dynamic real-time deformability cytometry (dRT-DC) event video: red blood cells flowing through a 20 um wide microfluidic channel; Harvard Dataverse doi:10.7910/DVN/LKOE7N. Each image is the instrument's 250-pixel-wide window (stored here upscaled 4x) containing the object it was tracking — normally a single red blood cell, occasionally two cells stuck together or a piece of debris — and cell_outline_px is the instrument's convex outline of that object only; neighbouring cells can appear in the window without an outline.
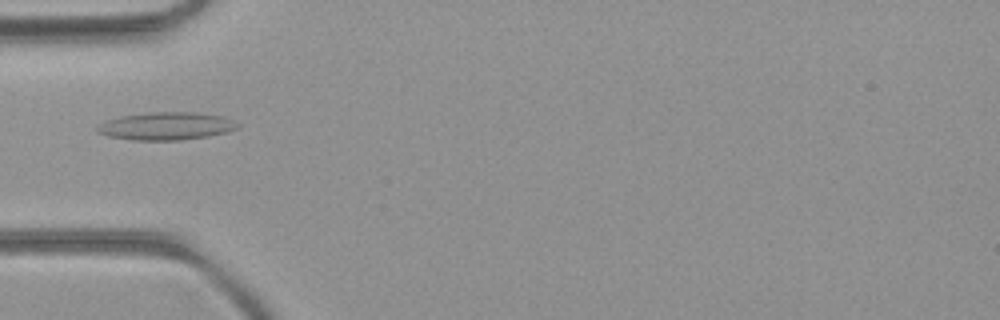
{"species": "common noctule bat (a hibernating species)", "species_latin": "Nyctalus noctula", "temperature_condition": "room temperature", "stored_images_in_passage": 6, "camera_frame_rate_fps": 3000, "um_per_image_px": 0.085, "animal": {"sex": "female", "body_mass_g": 21.9}, "frame": {"image": 1, "passage_image": 1, "time_ms": 0.0, "image_size_px": [1000, 320], "cell_outline_px": [[240, 128], [228, 132], [208, 136], [180, 140], [132, 140], [108, 136], [96, 132], [96, 128], [100, 124], [108, 120], [120, 116], [148, 112], [200, 112], [220, 116], [232, 120], [240, 124]], "centroid_in_image_um": [14.15, 10.71], "position_along_channel_um": 70.9, "area_um2": 22.83}}
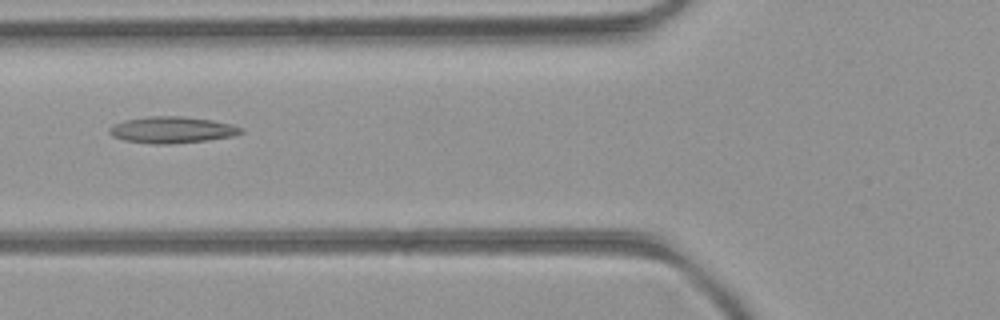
{"frame": {"image": 2, "passage_image": 4, "time_ms": 1.0, "image_size_px": [1000, 320], "cell_outline_px": [[244, 132], [232, 136], [204, 140], [168, 144], [156, 144], [124, 140], [112, 136], [108, 132], [108, 128], [124, 120], [148, 116], [180, 116], [212, 120], [232, 124], [244, 128]], "centroid_in_image_um": [14.62, 11.03], "position_along_channel_um": 111.2, "area_um2": 20.17}}